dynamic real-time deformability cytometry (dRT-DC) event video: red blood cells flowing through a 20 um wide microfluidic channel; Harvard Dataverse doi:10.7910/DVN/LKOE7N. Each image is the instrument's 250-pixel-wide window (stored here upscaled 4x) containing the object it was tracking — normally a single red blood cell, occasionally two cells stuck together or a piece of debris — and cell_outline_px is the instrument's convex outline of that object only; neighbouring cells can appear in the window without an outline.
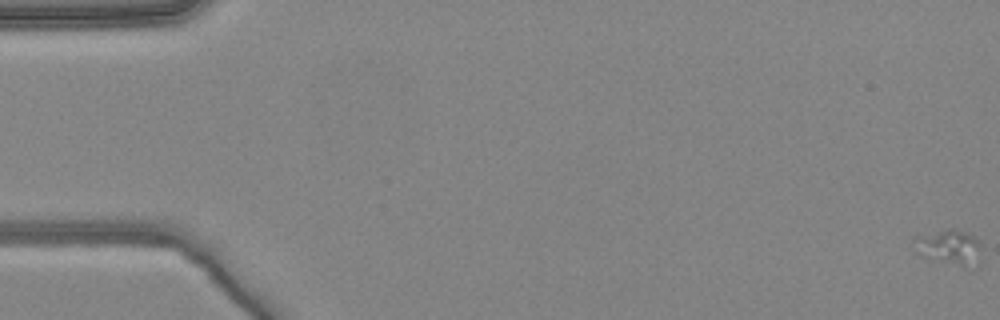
{"species": "common noctule bat (a hibernating species)", "species_latin": "Nyctalus noctula", "temperature_condition": "warm", "stored_images_in_passage": 7, "camera_frame_rate_fps": 3000, "um_per_image_px": 0.085, "animal": {"sex": "female", "body_mass_g": 24.6, "forearm_length_mm": 56.2}, "frame": {"image": 1, "passage_image": 1, "time_ms": 0.0, "image_size_px": [1000, 320], "cell_outline_px": [[980, 248], [964, 268], [932, 260], [916, 252], [912, 248], [916, 236], [948, 228], [952, 228], [976, 236], [980, 240]], "centroid_in_image_um": [80.57, 20.96], "position_along_channel_um": 4.4, "area_um2": 13.35}}